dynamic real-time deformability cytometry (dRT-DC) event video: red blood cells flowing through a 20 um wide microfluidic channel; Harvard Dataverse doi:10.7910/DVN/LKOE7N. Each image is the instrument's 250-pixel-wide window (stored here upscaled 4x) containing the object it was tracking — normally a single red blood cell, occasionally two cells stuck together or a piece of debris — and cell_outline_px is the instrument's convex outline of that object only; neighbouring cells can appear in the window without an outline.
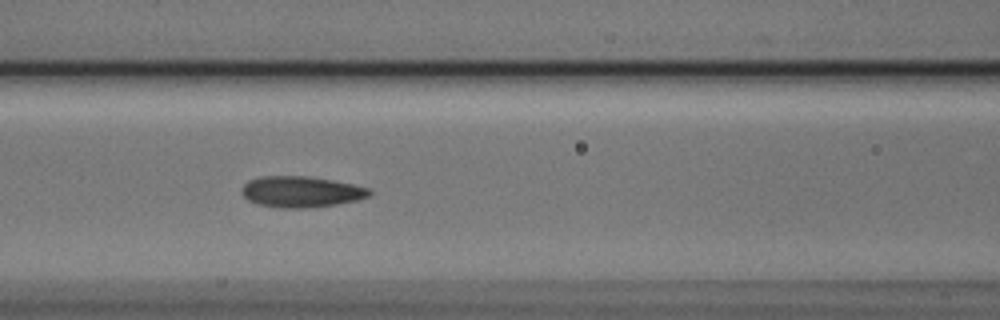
{"species": "Egyptian fruit bat (a non-hibernating species)", "species_latin": "Rousettus aegyptiacus", "temperature_condition": "cold", "stored_images_in_passage": 3, "camera_frame_rate_fps": 3000, "um_per_image_px": 0.085, "animal": {"sex": "male"}, "frame": {"image": 1, "passage_image": 3, "time_ms": 0.667, "image_size_px": [1000, 320], "cell_outline_px": [[372, 192], [368, 196], [356, 200], [336, 204], [308, 208], [280, 208], [256, 204], [248, 200], [240, 192], [244, 184], [248, 180], [260, 176], [304, 176], [332, 180], [372, 188]], "centroid_in_image_um": [25.57, 16.3], "position_along_channel_um": 141.0, "area_um2": 23.18}}